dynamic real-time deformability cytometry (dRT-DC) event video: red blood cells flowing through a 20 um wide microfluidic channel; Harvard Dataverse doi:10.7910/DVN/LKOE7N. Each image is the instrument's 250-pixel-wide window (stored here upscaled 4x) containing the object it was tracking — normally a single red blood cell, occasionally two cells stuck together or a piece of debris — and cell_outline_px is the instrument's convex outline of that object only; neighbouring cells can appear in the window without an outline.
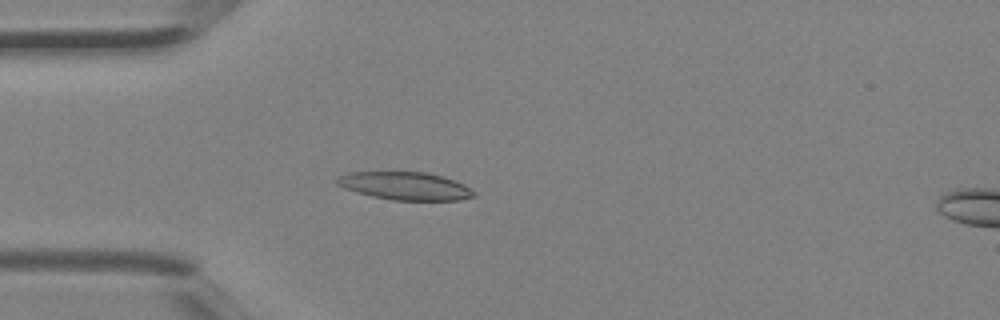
{"species": "Egyptian fruit bat (a non-hibernating species)", "species_latin": "Rousettus aegyptiacus", "temperature_condition": "room temperature", "stored_images_in_passage": 4, "segment_of_instrument_passage": [1, 2], "camera_frame_rate_fps": 3000, "um_per_image_px": 0.085, "animal": {"sex": "female"}, "frame": {"image": 1, "passage_image": 3, "time_ms": 0.667, "image_size_px": [1000, 320], "cell_outline_px": [[476, 196], [460, 200], [392, 200], [372, 196], [356, 192], [344, 188], [336, 184], [336, 176], [348, 172], [424, 172], [444, 176], [464, 184], [476, 192]], "centroid_in_image_um": [34.44, 15.8], "position_along_channel_um": 50.6, "area_um2": 22.43}}